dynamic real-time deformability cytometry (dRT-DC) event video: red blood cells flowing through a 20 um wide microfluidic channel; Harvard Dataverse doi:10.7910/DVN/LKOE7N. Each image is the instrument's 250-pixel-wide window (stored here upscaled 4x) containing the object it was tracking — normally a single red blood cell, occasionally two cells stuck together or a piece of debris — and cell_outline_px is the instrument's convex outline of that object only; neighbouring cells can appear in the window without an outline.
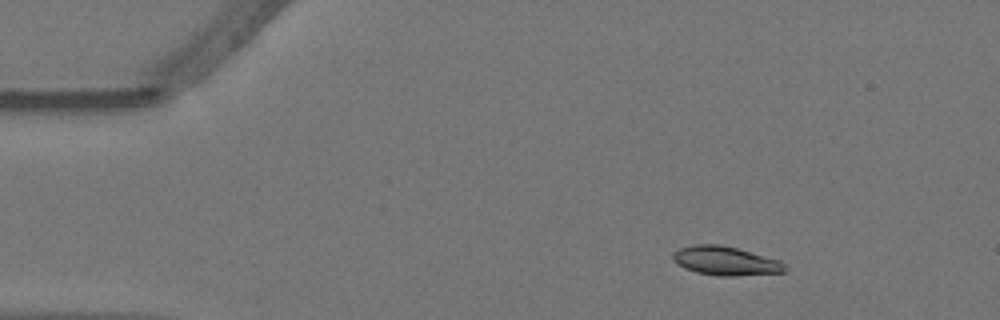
{"species": "Egyptian fruit bat (a non-hibernating species)", "species_latin": "Rousettus aegyptiacus", "temperature_condition": "warm", "stored_images_in_passage": 50, "camera_frame_rate_fps": 3000, "um_per_image_px": 0.085, "animal": {"sex": "female"}, "frame": {"image": 1, "passage_image": 1, "time_ms": 0.0, "image_size_px": [1000, 320], "cell_outline_px": [[788, 268], [784, 272], [736, 276], [720, 276], [696, 272], [684, 268], [672, 256], [680, 248], [692, 244], [720, 244], [736, 248], [780, 260]], "centroid_in_image_um": [61.71, 22.18], "position_along_channel_um": 23.3, "area_um2": 18.67}}
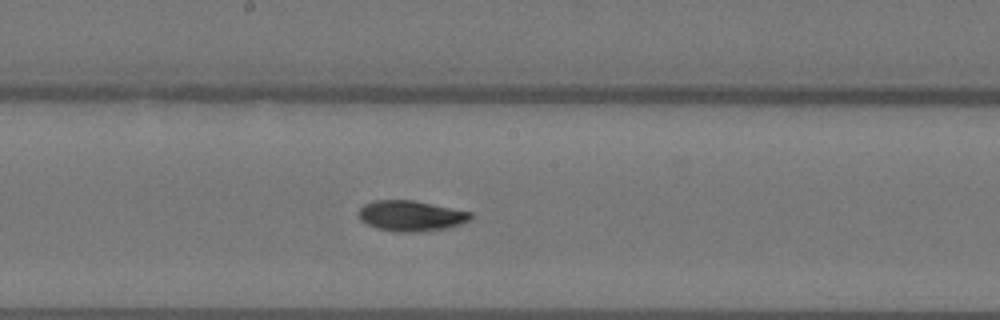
{"frame": {"image": 2, "passage_image": 23, "time_ms": 7.333, "image_size_px": [1000, 320], "cell_outline_px": [[472, 216], [468, 220], [460, 224], [444, 228], [416, 232], [396, 232], [376, 228], [360, 220], [356, 216], [356, 212], [364, 204], [372, 200], [412, 200], [472, 212]], "centroid_in_image_um": [34.85, 18.34], "position_along_channel_um": 213.3, "area_um2": 19.94}}
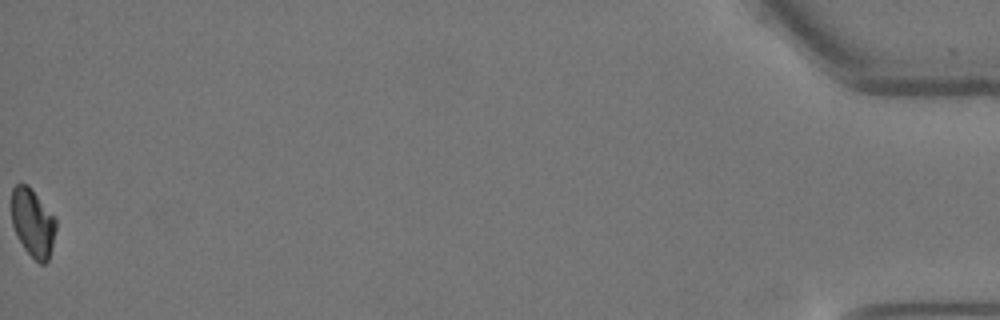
{"frame": {"image": 3, "passage_image": 50, "time_ms": 16.333, "image_size_px": [1000, 320], "cell_outline_px": [[56, 228], [52, 248], [48, 260], [44, 264], [40, 264], [24, 248], [12, 224], [12, 188], [16, 184], [28, 184], [56, 220]], "centroid_in_image_um": [2.79, 18.94], "position_along_channel_um": 432.4, "area_um2": 17.28}, "authors_computed_cell_mechanics": {"area_um2": 19.0451, "velocity_mm_per_s": 3.5712, "shape_relaxation_time_tau1_ms": 7.1409, "shape_relaxation_time_tau2_ms": null, "deformation_change_tau1": 0.1749, "deformation_change_tau2": null}}